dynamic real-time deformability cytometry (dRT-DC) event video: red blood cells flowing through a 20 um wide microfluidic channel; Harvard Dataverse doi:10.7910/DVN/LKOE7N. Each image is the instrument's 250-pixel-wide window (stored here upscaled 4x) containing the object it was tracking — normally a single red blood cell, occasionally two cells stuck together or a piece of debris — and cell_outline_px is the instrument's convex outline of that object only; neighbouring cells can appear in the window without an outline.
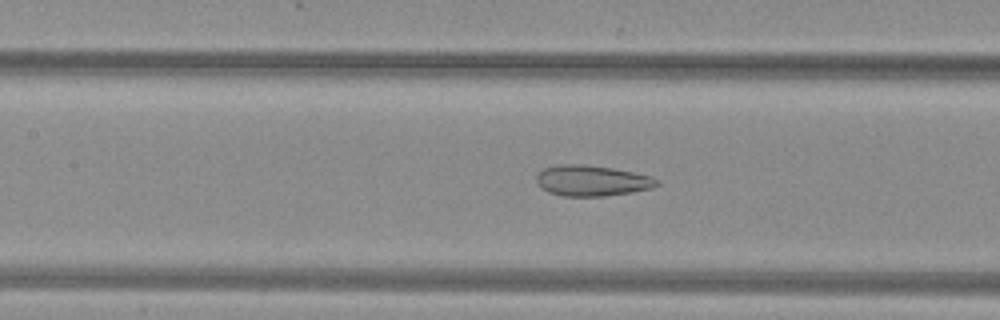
{"species": "common noctule bat (a hibernating species)", "species_latin": "Nyctalus noctula", "temperature_condition": "warm", "stored_images_in_passage": 39, "camera_frame_rate_fps": 3000, "um_per_image_px": 0.085, "animal": {"sex": "female", "body_mass_g": 29.2, "forearm_length_mm": 56.3}, "frame": {"image": 1, "passage_image": 11, "time_ms": 3.333, "image_size_px": [1000, 320], "cell_outline_px": [[660, 184], [652, 188], [632, 192], [604, 196], [564, 196], [548, 192], [540, 188], [536, 180], [536, 176], [544, 168], [560, 164], [584, 164], [612, 168], [652, 176], [660, 180]], "centroid_in_image_um": [50.32, 15.36], "position_along_channel_um": 157.1, "area_um2": 21.68}}
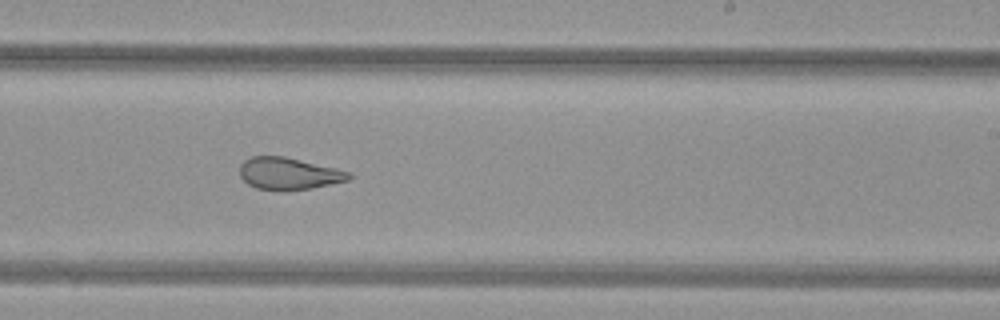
{"frame": {"image": 2, "passage_image": 19, "time_ms": 6.0, "image_size_px": [1000, 320], "cell_outline_px": [[352, 176], [348, 180], [312, 188], [284, 192], [276, 192], [256, 188], [248, 184], [240, 176], [240, 164], [244, 160], [252, 156], [284, 156], [336, 168], [352, 172]], "centroid_in_image_um": [24.53, 14.77], "position_along_channel_um": 264.5, "area_um2": 20.75}}
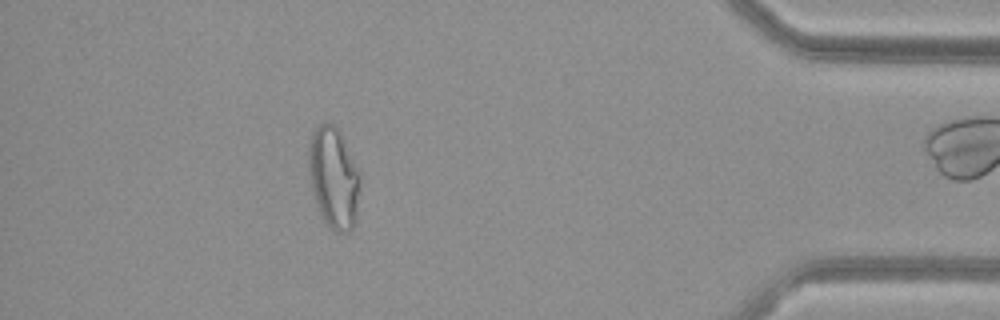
{"frame": {"image": 3, "passage_image": 33, "time_ms": 10.667, "image_size_px": [1000, 320], "cell_outline_px": [[360, 184], [356, 220], [352, 228], [348, 232], [336, 232], [324, 220], [316, 204], [312, 188], [308, 168], [308, 148], [312, 132], [316, 124], [336, 124], [340, 128], [360, 172]], "centroid_in_image_um": [28.37, 15.05], "position_along_channel_um": 406.8, "area_um2": 30.75}, "authors_computed_cell_mechanics": {"area_um2": 23.698, "velocity_mm_per_s": 4.0577, "shape_relaxation_time_tau1_ms": null, "shape_relaxation_time_tau2_ms": 1.6536, "deformation_change_tau1": null, "deformation_change_tau2": 0.0881}}